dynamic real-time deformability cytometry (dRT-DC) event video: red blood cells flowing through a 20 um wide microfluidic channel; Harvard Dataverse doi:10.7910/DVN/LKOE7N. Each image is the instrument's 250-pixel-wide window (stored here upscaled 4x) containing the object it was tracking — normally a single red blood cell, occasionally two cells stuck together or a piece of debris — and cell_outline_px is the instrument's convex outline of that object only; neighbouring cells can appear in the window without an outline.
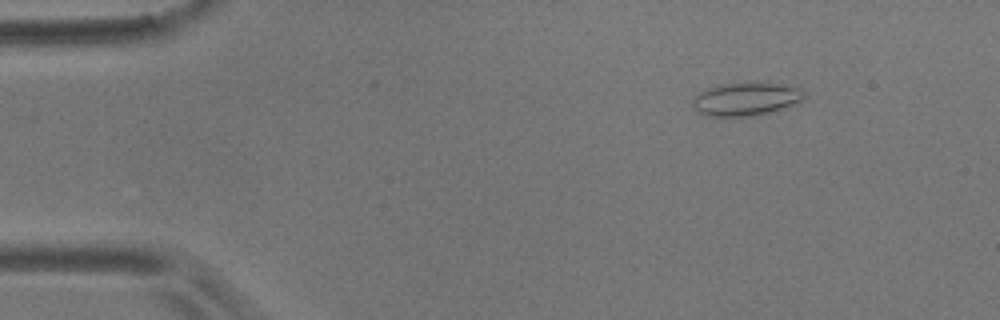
{"species": "common noctule bat (a hibernating species)", "species_latin": "Nyctalus noctula", "temperature_condition": "room temperature", "stored_images_in_passage": 6, "camera_frame_rate_fps": 3000, "um_per_image_px": 0.085, "animal": {"sex": "male", "body_mass_g": 17.9}, "frame": {"image": 1, "passage_image": 1, "time_ms": 0.0, "image_size_px": [1000, 320], "cell_outline_px": [[804, 100], [768, 112], [744, 116], [708, 116], [700, 112], [692, 104], [692, 96], [708, 88], [720, 84], [776, 84], [804, 88]], "centroid_in_image_um": [63.38, 8.42], "position_along_channel_um": 21.6, "area_um2": 20.87}}
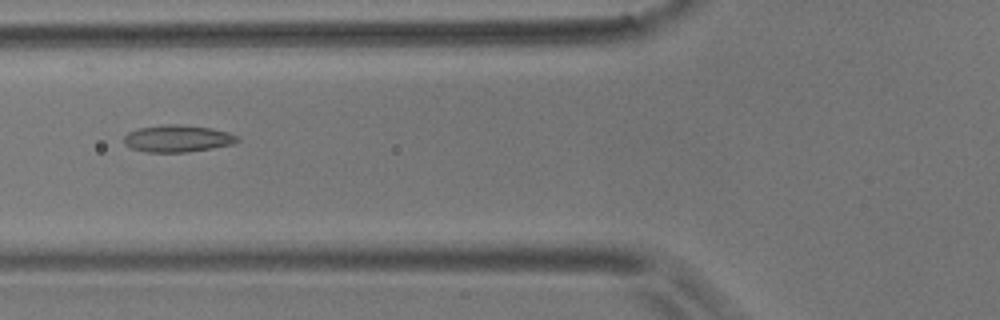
{"frame": {"image": 2, "passage_image": 5, "time_ms": 1.333, "image_size_px": [1000, 320], "cell_outline_px": [[240, 140], [232, 144], [212, 148], [188, 152], [148, 152], [132, 148], [124, 144], [124, 136], [128, 132], [140, 128], [164, 124], [180, 124], [212, 128], [228, 132], [236, 136]], "centroid_in_image_um": [15.09, 11.77], "position_along_channel_um": 110.7, "area_um2": 17.8}}
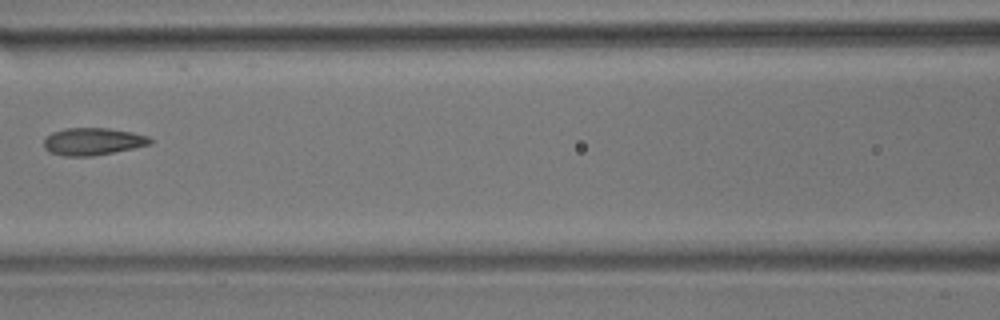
{"frame": {"image": 3, "passage_image": 6, "time_ms": 1.667, "image_size_px": [1000, 320], "cell_outline_px": [[152, 144], [92, 156], [64, 156], [48, 152], [44, 148], [44, 140], [52, 132], [64, 128], [108, 128], [132, 132], [148, 136], [152, 140]], "centroid_in_image_um": [7.87, 12.02], "position_along_channel_um": 158.7, "area_um2": 16.88}}